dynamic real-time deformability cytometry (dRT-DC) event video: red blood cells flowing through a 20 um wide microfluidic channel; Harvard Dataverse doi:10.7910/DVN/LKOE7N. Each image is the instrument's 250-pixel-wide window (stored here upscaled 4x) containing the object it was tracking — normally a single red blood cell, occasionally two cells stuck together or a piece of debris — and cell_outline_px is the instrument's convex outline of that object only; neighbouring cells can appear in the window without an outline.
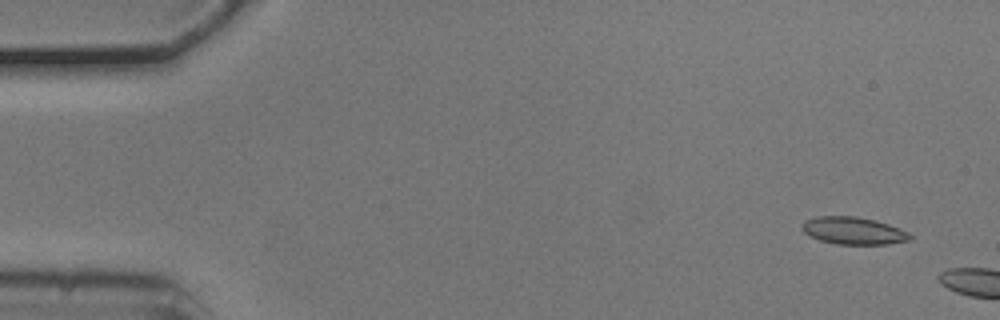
{"species": "common noctule bat (a hibernating species)", "species_latin": "Nyctalus noctula", "temperature_condition": "cold", "stored_images_in_passage": 3, "camera_frame_rate_fps": 3000, "um_per_image_px": 0.085, "animal": {"sex": "male", "body_mass_g": 20.5, "forearm_length_mm": 52.5}, "frame": {"image": 1, "passage_image": 1, "time_ms": 0.0, "image_size_px": [1000, 320], "cell_outline_px": [[912, 240], [888, 244], [836, 244], [820, 240], [804, 232], [800, 228], [800, 224], [804, 220], [816, 216], [856, 216], [876, 220], [900, 228], [908, 232], [912, 236]], "centroid_in_image_um": [72.53, 19.6], "position_along_channel_um": 12.5, "area_um2": 17.4}}